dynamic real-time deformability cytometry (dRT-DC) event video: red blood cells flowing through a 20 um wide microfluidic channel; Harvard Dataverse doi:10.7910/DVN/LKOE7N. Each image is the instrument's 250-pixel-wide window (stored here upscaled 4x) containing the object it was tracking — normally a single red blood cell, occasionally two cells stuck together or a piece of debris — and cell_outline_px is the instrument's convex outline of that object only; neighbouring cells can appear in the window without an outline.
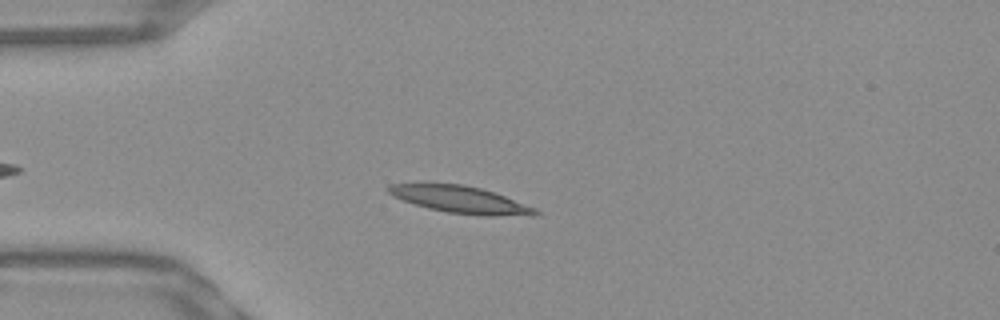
{"species": "Egyptian fruit bat (a non-hibernating species)", "species_latin": "Rousettus aegyptiacus", "temperature_condition": "warm", "stored_images_in_passage": 43, "camera_frame_rate_fps": 3000, "um_per_image_px": 0.085, "frame": {"image": 1, "passage_image": 8, "time_ms": 2.333, "image_size_px": [1000, 320], "cell_outline_px": [[540, 216], [480, 216], [448, 212], [428, 208], [392, 196], [384, 188], [388, 184], [464, 184], [480, 188], [504, 196], [536, 208], [540, 212]], "centroid_in_image_um": [39.18, 16.98], "position_along_channel_um": 45.8, "area_um2": 23.12}}
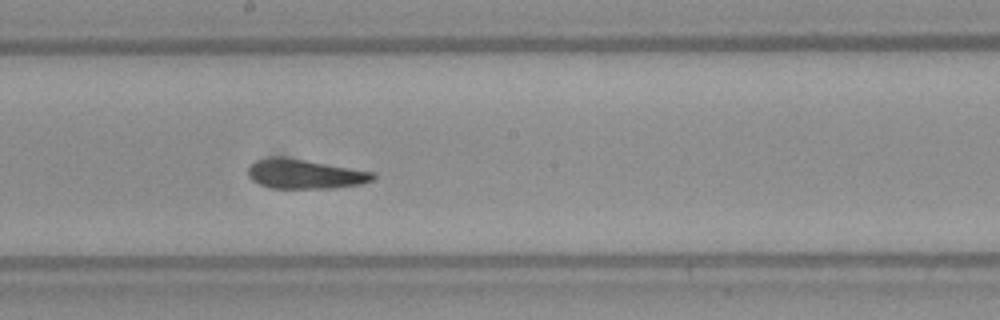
{"frame": {"image": 2, "passage_image": 23, "time_ms": 7.333, "image_size_px": [1000, 320], "cell_outline_px": [[376, 176], [372, 180], [360, 184], [332, 188], [272, 188], [260, 184], [252, 180], [248, 176], [248, 168], [256, 160], [304, 160], [376, 172]], "centroid_in_image_um": [25.99, 14.84], "position_along_channel_um": 222.2, "area_um2": 20.52}}
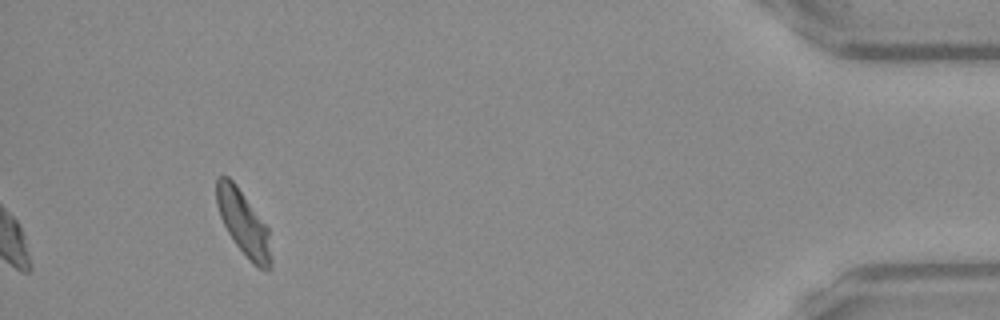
{"frame": {"image": 3, "passage_image": 43, "time_ms": 14.0, "image_size_px": [1000, 320], "cell_outline_px": [[272, 268], [260, 268], [252, 264], [236, 244], [228, 232], [220, 216], [216, 204], [216, 180], [220, 176], [228, 176], [236, 184], [268, 228], [272, 260]], "centroid_in_image_um": [20.69, 18.97], "position_along_channel_um": 414.5, "area_um2": 20.35}, "authors_computed_cell_mechanics": {"area_um2": 21.386, "velocity_mm_per_s": 3.8683, "shape_relaxation_time_tau1_ms": 5.8678, "shape_relaxation_time_tau2_ms": 2.8304, "deformation_change_tau1": 0.1758, "deformation_change_tau2": 0.0981}}